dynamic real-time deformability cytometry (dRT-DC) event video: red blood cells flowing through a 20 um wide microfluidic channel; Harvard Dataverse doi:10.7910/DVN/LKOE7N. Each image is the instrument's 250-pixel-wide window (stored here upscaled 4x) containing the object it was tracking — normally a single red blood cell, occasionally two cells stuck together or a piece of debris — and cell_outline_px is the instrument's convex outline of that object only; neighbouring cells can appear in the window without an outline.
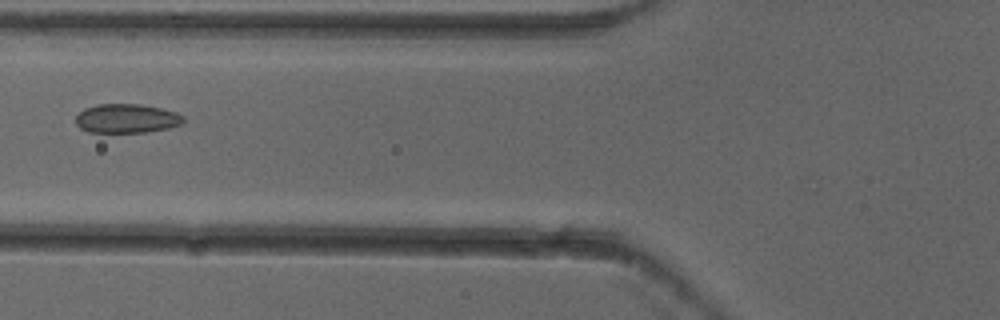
{"species": "common noctule bat (a hibernating species)", "species_latin": "Nyctalus noctula", "temperature_condition": "cold", "stored_images_in_passage": 3, "camera_frame_rate_fps": 3000, "um_per_image_px": 0.085, "animal": {"sex": "female"}, "frame": {"image": 1, "passage_image": 2, "time_ms": 0.333, "image_size_px": [1000, 320], "cell_outline_px": [[184, 124], [168, 128], [148, 132], [88, 132], [80, 128], [76, 124], [76, 116], [84, 108], [96, 104], [140, 104], [164, 108], [176, 112], [184, 116]], "centroid_in_image_um": [10.79, 10.06], "position_along_channel_um": 115.0, "area_um2": 18.5}}